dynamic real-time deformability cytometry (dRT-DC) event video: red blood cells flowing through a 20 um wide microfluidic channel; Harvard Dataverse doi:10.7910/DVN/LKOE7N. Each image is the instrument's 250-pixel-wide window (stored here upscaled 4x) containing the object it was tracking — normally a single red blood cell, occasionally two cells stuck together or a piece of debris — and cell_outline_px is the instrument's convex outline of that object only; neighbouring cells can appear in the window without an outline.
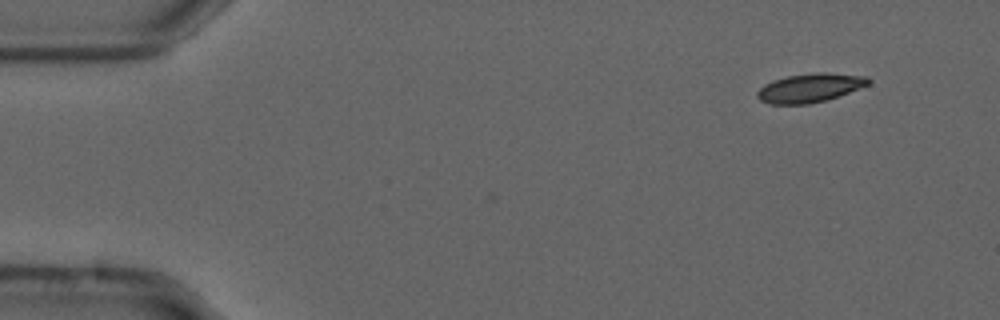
{"species": "common noctule bat (a hibernating species)", "species_latin": "Nyctalus noctula", "temperature_condition": "cold", "stored_images_in_passage": 4, "camera_frame_rate_fps": 3000, "um_per_image_px": 0.085, "animal": {"sex": "male", "forearm_length_mm": 52.5}, "frame": {"image": 1, "passage_image": 1, "time_ms": 0.0, "image_size_px": [1000, 320], "cell_outline_px": [[872, 80], [868, 84], [848, 92], [824, 100], [808, 104], [772, 104], [760, 100], [756, 96], [756, 92], [764, 84], [772, 80], [788, 76], [816, 72], [828, 72], [868, 76]], "centroid_in_image_um": [68.82, 7.45], "position_along_channel_um": 16.2, "area_um2": 18.55}}